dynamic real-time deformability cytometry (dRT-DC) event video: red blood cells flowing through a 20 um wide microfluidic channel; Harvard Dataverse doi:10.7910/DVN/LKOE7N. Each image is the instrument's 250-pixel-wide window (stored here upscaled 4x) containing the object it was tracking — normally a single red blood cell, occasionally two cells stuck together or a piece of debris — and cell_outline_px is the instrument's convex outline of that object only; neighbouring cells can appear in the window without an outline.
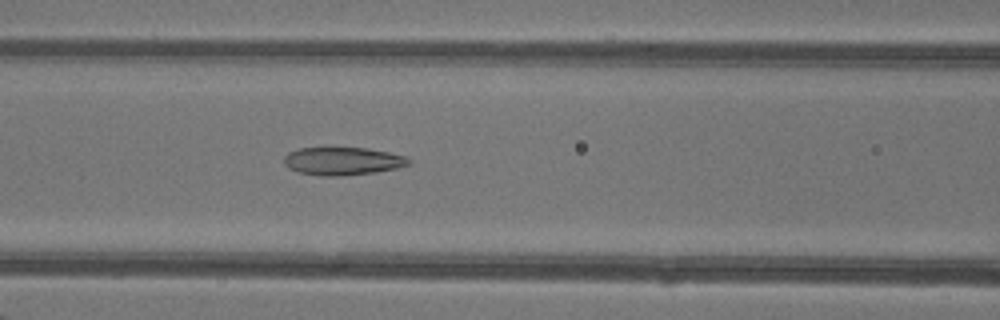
{"species": "common noctule bat (a hibernating species)", "species_latin": "Nyctalus noctula", "temperature_condition": "warm", "stored_images_in_passage": 48, "camera_frame_rate_fps": 3000, "um_per_image_px": 0.085, "animal": {"sex": "female"}, "frame": {"image": 1, "passage_image": 21, "time_ms": 6.667, "image_size_px": [1000, 320], "cell_outline_px": [[412, 160], [408, 164], [396, 168], [376, 172], [340, 176], [320, 176], [300, 172], [288, 168], [284, 164], [284, 156], [288, 152], [300, 148], [368, 148], [408, 156]], "centroid_in_image_um": [29.13, 13.69], "position_along_channel_um": 137.5, "area_um2": 20.35}}
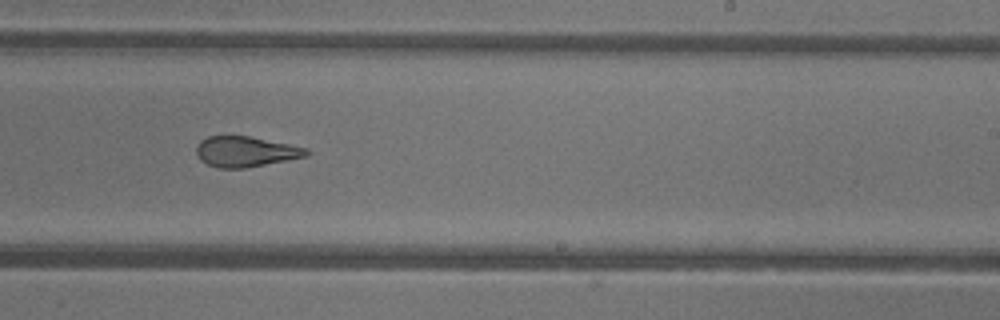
{"frame": {"image": 2, "passage_image": 30, "time_ms": 9.667, "image_size_px": [1000, 320], "cell_outline_px": [[312, 152], [308, 156], [288, 160], [244, 168], [220, 168], [208, 164], [200, 160], [196, 152], [196, 144], [200, 140], [208, 136], [248, 136], [308, 148]], "centroid_in_image_um": [20.88, 12.89], "position_along_channel_um": 268.1, "area_um2": 19.54}}
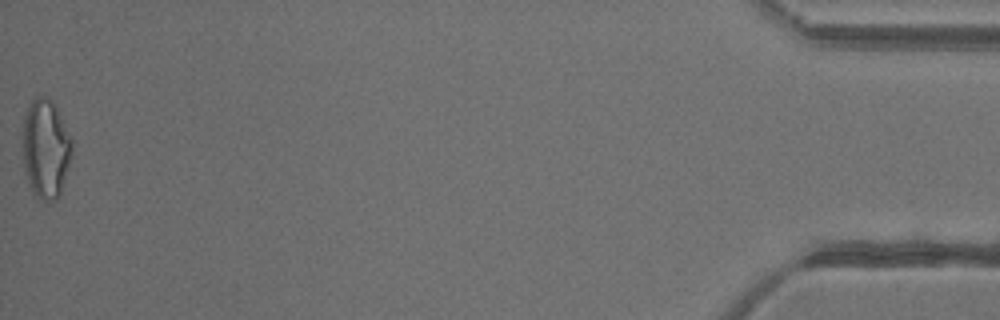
{"frame": {"image": 3, "passage_image": 48, "time_ms": 15.667, "image_size_px": [1000, 320], "cell_outline_px": [[72, 156], [60, 196], [56, 200], [36, 200], [32, 196], [24, 172], [24, 116], [32, 100], [36, 96], [44, 96], [52, 100], [72, 136]], "centroid_in_image_um": [3.91, 12.7], "position_along_channel_um": 431.3, "area_um2": 28.9}, "authors_computed_cell_mechanics": {"area_um2": 23.5824, "velocity_mm_per_s": 4.3661, "shape_relaxation_time_tau1_ms": null, "shape_relaxation_time_tau2_ms": 1.9998, "deformation_change_tau1": null, "deformation_change_tau2": 0.1055}}